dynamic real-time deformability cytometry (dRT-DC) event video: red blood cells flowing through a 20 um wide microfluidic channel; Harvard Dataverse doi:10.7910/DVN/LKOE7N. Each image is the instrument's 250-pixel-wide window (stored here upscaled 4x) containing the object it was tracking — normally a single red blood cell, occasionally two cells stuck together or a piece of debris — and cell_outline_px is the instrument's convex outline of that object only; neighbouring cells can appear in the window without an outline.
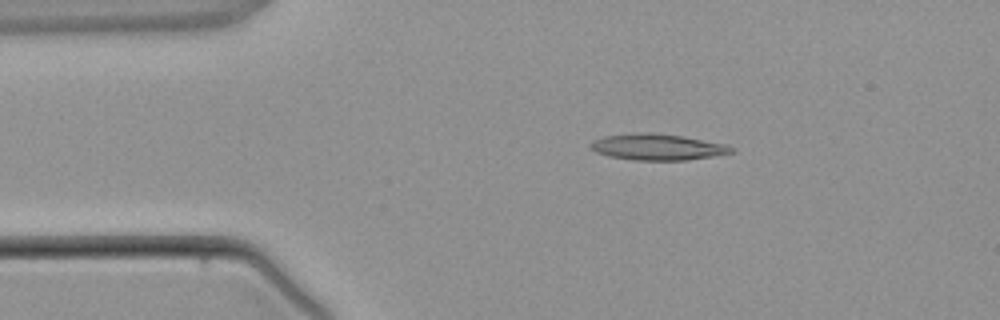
{"species": "common noctule bat (a hibernating species)", "species_latin": "Nyctalus noctula", "temperature_condition": "warm", "stored_images_in_passage": 2, "camera_frame_rate_fps": 3000, "um_per_image_px": 0.085, "animal": {"sex": "male", "body_mass_g": 21.5, "forearm_length_mm": 52.0}, "frame": {"image": 1, "passage_image": 2, "time_ms": 1.0, "image_size_px": [1000, 320], "cell_outline_px": [[736, 152], [688, 160], [636, 160], [612, 156], [596, 152], [588, 144], [592, 140], [604, 136], [636, 132], [652, 132], [684, 136], [728, 144], [736, 148]], "centroid_in_image_um": [55.95, 12.48], "position_along_channel_um": 29.1, "area_um2": 21.73}}